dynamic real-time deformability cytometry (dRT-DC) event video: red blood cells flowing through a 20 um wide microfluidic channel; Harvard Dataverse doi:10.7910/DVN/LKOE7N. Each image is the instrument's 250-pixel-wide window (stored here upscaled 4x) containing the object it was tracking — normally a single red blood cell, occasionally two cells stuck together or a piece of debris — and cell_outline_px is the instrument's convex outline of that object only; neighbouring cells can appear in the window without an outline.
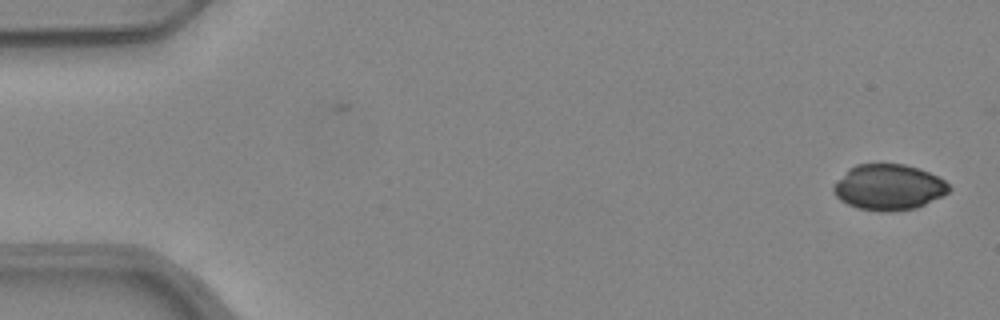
{"species": "common noctule bat (a hibernating species)", "species_latin": "Nyctalus noctula", "temperature_condition": "warm", "stored_images_in_passage": 45, "camera_frame_rate_fps": 3000, "um_per_image_px": 0.085, "animal": {"sex": "female", "body_mass_g": 24.6, "forearm_length_mm": 56.2}, "frame": {"image": 1, "passage_image": 1, "time_ms": 0.0, "image_size_px": [1000, 320], "cell_outline_px": [[952, 188], [948, 192], [916, 208], [880, 212], [860, 208], [848, 204], [840, 200], [832, 192], [832, 188], [848, 168], [856, 164], [904, 164], [940, 176]], "centroid_in_image_um": [75.52, 15.9], "position_along_channel_um": 9.5, "area_um2": 30.52}}
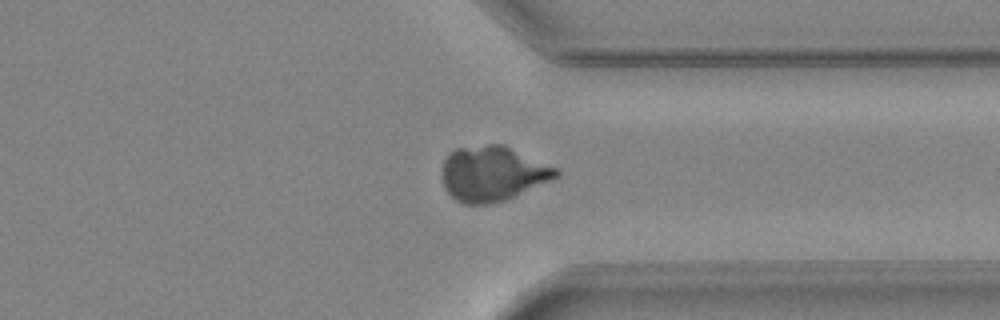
{"frame": {"image": 2, "passage_image": 39, "time_ms": 12.667, "image_size_px": [1000, 320], "cell_outline_px": [[560, 176], [504, 200], [492, 204], [464, 204], [456, 200], [444, 188], [440, 176], [444, 160], [448, 152], [456, 148], [488, 144], [504, 144], [560, 168]], "centroid_in_image_um": [41.87, 14.73], "position_along_channel_um": 369.5, "area_um2": 37.05}}
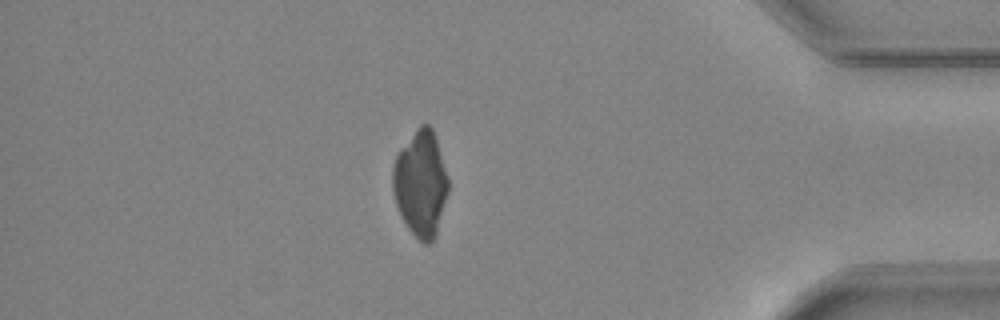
{"frame": {"image": 3, "passage_image": 44, "time_ms": 14.333, "image_size_px": [1000, 320], "cell_outline_px": [[448, 192], [436, 236], [428, 244], [424, 244], [408, 228], [396, 204], [392, 188], [392, 168], [396, 156], [400, 148], [416, 128], [420, 124], [428, 124], [432, 128], [436, 140], [448, 180]], "centroid_in_image_um": [35.74, 15.59], "position_along_channel_um": 399.5, "area_um2": 33.93}}